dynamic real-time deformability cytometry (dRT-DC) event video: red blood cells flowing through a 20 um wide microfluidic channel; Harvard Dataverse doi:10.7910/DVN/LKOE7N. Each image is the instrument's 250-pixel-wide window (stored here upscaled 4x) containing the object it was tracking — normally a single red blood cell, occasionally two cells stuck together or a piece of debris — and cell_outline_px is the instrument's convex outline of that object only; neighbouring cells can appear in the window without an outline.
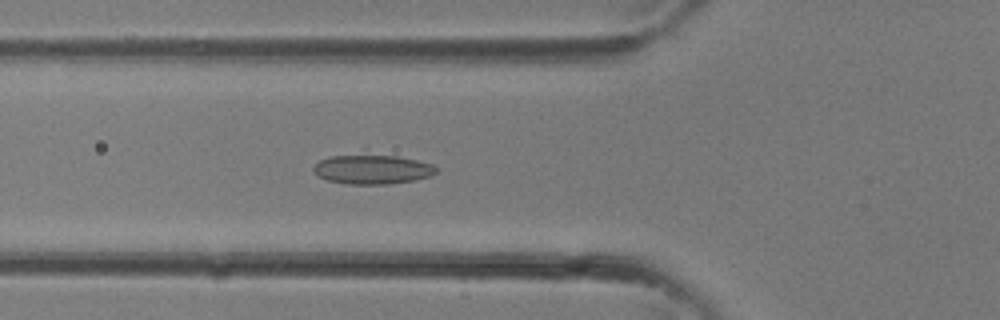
{"species": "common noctule bat (a hibernating species)", "species_latin": "Nyctalus noctula", "temperature_condition": "room temperature", "stored_images_in_passage": 24, "camera_frame_rate_fps": 3000, "um_per_image_px": 0.085, "animal": {"sex": "female"}, "frame": {"image": 1, "passage_image": 2, "time_ms": 0.333, "image_size_px": [1000, 320], "cell_outline_px": [[436, 172], [432, 176], [416, 180], [388, 184], [348, 184], [328, 180], [320, 176], [312, 168], [320, 160], [328, 156], [364, 148], [416, 160], [432, 164], [436, 168]], "centroid_in_image_um": [31.62, 14.29], "position_along_channel_um": 94.2, "area_um2": 22.6}}
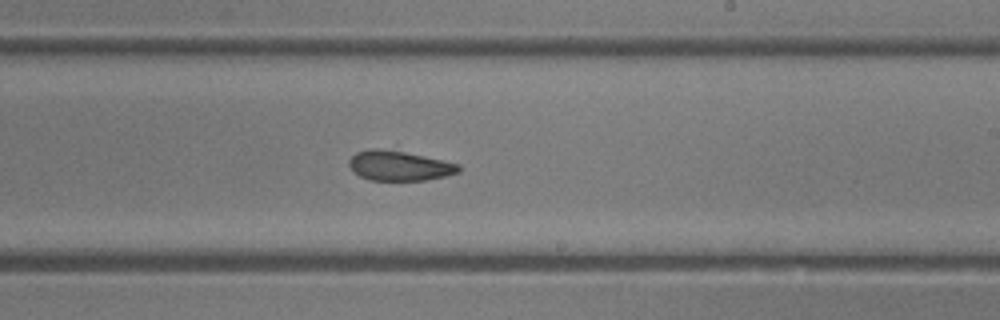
{"frame": {"image": 2, "passage_image": 10, "time_ms": 3.0, "image_size_px": [1000, 320], "cell_outline_px": [[460, 172], [444, 176], [424, 180], [368, 180], [360, 176], [348, 164], [348, 160], [356, 152], [368, 148], [376, 148], [404, 152], [460, 164]], "centroid_in_image_um": [33.91, 14.08], "position_along_channel_um": 255.1, "area_um2": 18.84}}
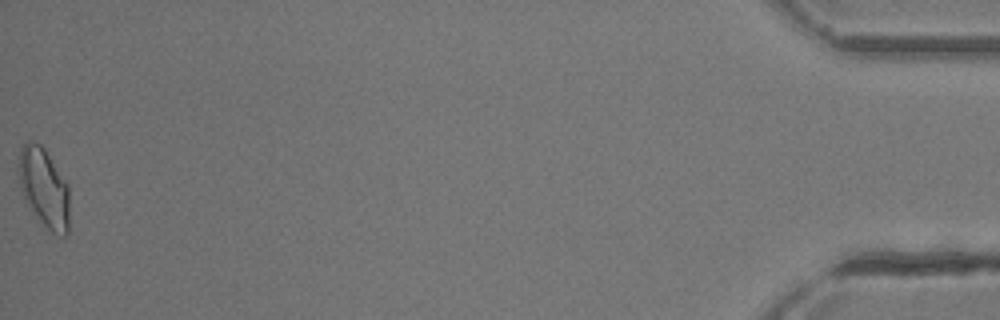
{"frame": {"image": 3, "passage_image": 24, "time_ms": 7.667, "image_size_px": [1000, 320], "cell_outline_px": [[68, 232], [64, 236], [56, 236], [32, 212], [24, 200], [16, 172], [16, 168], [20, 148], [28, 140], [32, 140], [40, 144], [44, 148], [68, 184]], "centroid_in_image_um": [3.69, 15.92], "position_along_channel_um": 431.5, "area_um2": 23.76}}